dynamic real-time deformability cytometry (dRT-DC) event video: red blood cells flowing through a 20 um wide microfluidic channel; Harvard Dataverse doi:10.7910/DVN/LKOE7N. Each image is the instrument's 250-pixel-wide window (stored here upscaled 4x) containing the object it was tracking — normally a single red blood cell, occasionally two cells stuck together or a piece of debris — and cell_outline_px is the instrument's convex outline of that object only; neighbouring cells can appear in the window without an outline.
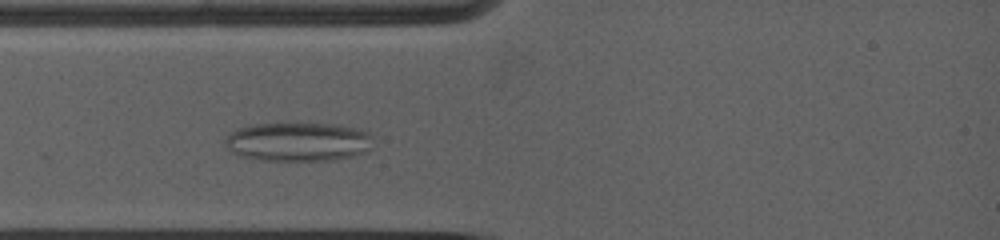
{"species": "common noctule bat (a hibernating species)", "species_latin": "Nyctalus noctula", "temperature_condition": "warm", "stored_images_in_passage": 16, "camera_frame_rate_fps": 5000, "um_per_image_px": 0.085, "animal": {"sex": "female", "body_mass_g": 19.0, "forearm_length_mm": 53.3}, "frame": {"image": 1, "passage_image": 3, "time_ms": 2.2, "image_size_px": [1000, 240], "cell_outline_px": [[372, 136], [368, 152], [336, 160], [264, 160], [240, 156], [232, 152], [224, 144], [224, 136], [236, 128], [248, 124], [292, 120], [340, 124], [360, 128], [368, 132]], "centroid_in_image_um": [25.31, 11.98], "position_along_channel_um": 59.7, "area_um2": 35.26}}
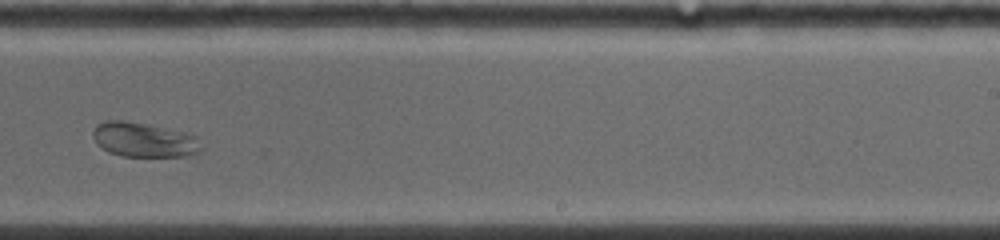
{"frame": {"image": 2, "passage_image": 8, "time_ms": 7.8, "image_size_px": [1000, 240], "cell_outline_px": [[204, 148], [200, 152], [188, 156], [120, 156], [108, 152], [96, 144], [92, 136], [92, 132], [96, 124], [108, 120], [120, 120], [192, 132], [196, 136]], "centroid_in_image_um": [12.27, 11.88], "position_along_channel_um": 276.7, "area_um2": 22.25}}
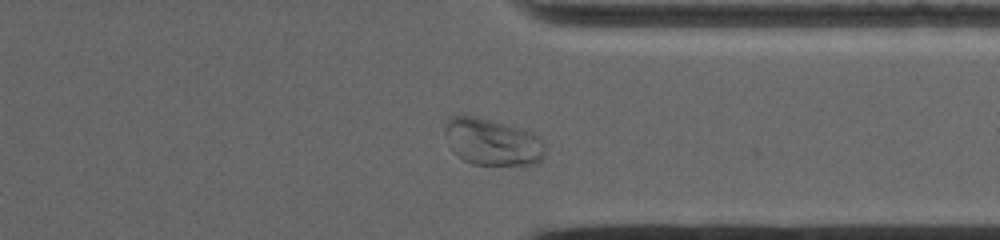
{"frame": {"image": 3, "passage_image": 13, "time_ms": 10.2, "image_size_px": [1000, 240], "cell_outline_px": [[544, 156], [536, 164], [472, 164], [456, 156], [452, 152], [444, 136], [444, 132], [448, 116], [480, 116], [532, 132], [540, 136], [544, 144]], "centroid_in_image_um": [41.81, 12.05], "position_along_channel_um": 369.6, "area_um2": 27.57}, "authors_computed_cell_mechanics": {"area_um2": 26.3568, "velocity_mm_per_s": 3.8856, "shape_relaxation_time_tau1_ms": null, "shape_relaxation_time_tau2_ms": 0.821, "deformation_change_tau1": null, "deformation_change_tau2": 0.0333}}